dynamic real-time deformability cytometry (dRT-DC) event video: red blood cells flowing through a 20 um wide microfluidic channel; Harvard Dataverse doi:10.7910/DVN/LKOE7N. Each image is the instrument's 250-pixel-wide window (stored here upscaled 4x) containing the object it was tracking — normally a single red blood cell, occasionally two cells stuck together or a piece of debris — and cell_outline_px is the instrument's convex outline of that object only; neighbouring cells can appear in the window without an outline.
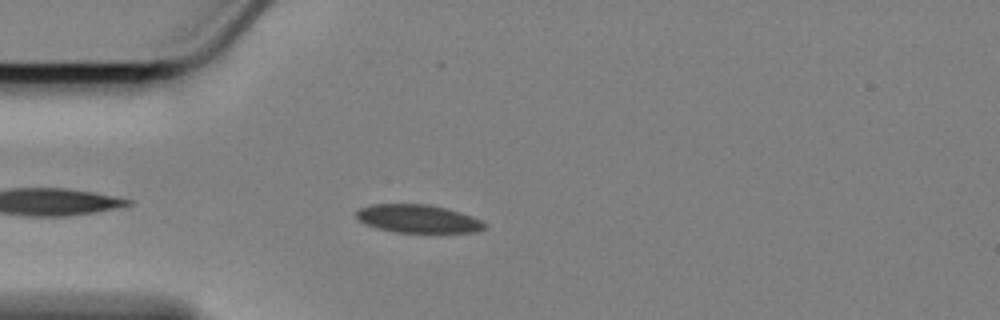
{"species": "Egyptian fruit bat (a non-hibernating species)", "species_latin": "Rousettus aegyptiacus", "temperature_condition": "cold", "stored_images_in_passage": 21, "camera_frame_rate_fps": 3000, "um_per_image_px": 0.085, "animal": {"sex": "female"}, "frame": {"image": 1, "passage_image": 5, "time_ms": 1.333, "image_size_px": [1000, 320], "cell_outline_px": [[488, 224], [484, 228], [476, 232], [396, 232], [376, 228], [364, 224], [356, 216], [356, 212], [360, 208], [372, 204], [428, 204], [448, 208], [472, 216]], "centroid_in_image_um": [35.53, 18.59], "position_along_channel_um": 49.5, "area_um2": 21.04}}
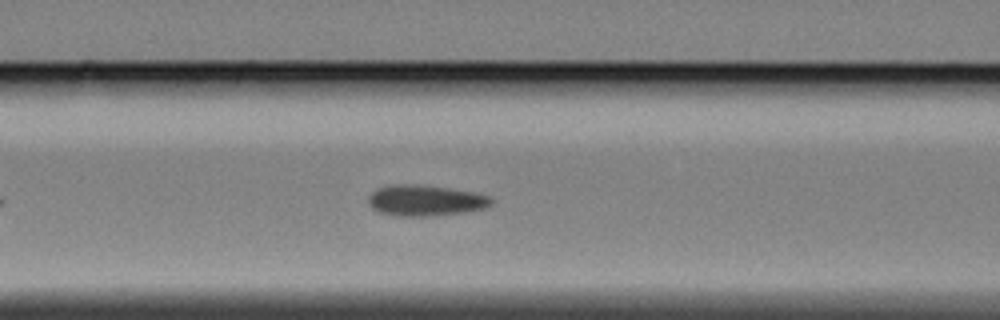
{"frame": {"image": 2, "passage_image": 13, "time_ms": 4.0, "image_size_px": [1000, 320], "cell_outline_px": [[496, 200], [492, 204], [484, 208], [464, 212], [428, 216], [396, 216], [380, 212], [372, 208], [368, 204], [368, 196], [376, 188], [392, 184], [412, 184], [448, 188], [476, 192], [492, 196]], "centroid_in_image_um": [36.17, 17.03], "position_along_channel_um": 130.4, "area_um2": 22.37}}
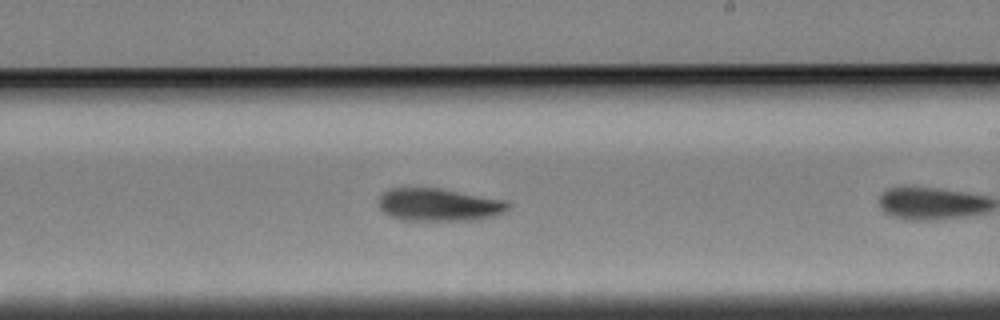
{"frame": {"image": 3, "passage_image": 20, "time_ms": 6.333, "image_size_px": [1000, 320], "cell_outline_px": [[512, 204], [504, 212], [480, 220], [404, 220], [388, 216], [380, 208], [380, 196], [388, 188], [440, 188], [508, 200]], "centroid_in_image_um": [37.35, 17.4], "position_along_channel_um": 251.7, "area_um2": 24.85}}